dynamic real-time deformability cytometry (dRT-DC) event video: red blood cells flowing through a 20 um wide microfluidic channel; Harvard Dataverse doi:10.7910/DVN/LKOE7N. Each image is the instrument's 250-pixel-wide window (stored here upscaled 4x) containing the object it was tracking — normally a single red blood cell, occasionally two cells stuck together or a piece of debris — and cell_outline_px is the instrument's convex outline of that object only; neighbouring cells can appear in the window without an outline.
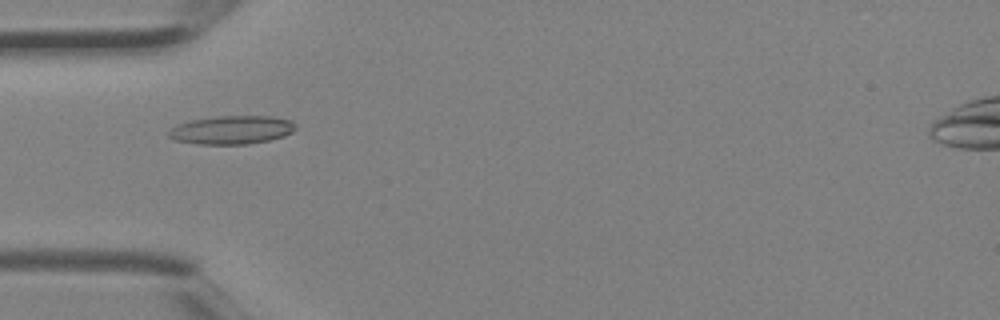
{"species": "Egyptian fruit bat (a non-hibernating species)", "species_latin": "Rousettus aegyptiacus", "temperature_condition": "room temperature", "stored_images_in_passage": 4, "camera_frame_rate_fps": 3000, "um_per_image_px": 0.085, "animal": {"sex": "female"}, "frame": {"image": 1, "passage_image": 3, "time_ms": 0.667, "image_size_px": [1000, 320], "cell_outline_px": [[296, 128], [292, 132], [284, 136], [268, 140], [248, 144], [196, 144], [172, 140], [168, 136], [168, 132], [176, 124], [188, 120], [220, 116], [268, 116], [292, 120], [296, 124]], "centroid_in_image_um": [19.67, 11.04], "position_along_channel_um": 65.3, "area_um2": 21.21}}
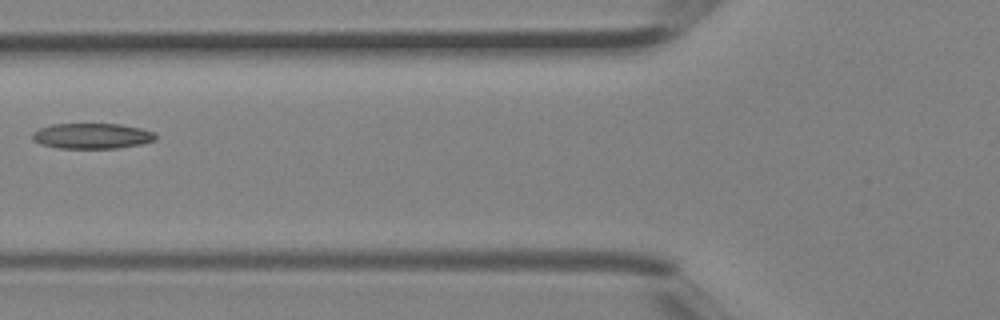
{"frame": {"image": 2, "passage_image": 4, "time_ms": 1.0, "image_size_px": [1000, 320], "cell_outline_px": [[156, 140], [140, 144], [120, 148], [56, 148], [40, 144], [32, 140], [32, 132], [40, 128], [52, 124], [120, 124], [140, 128], [156, 132]], "centroid_in_image_um": [7.81, 11.56], "position_along_channel_um": 118.0, "area_um2": 18.44}}